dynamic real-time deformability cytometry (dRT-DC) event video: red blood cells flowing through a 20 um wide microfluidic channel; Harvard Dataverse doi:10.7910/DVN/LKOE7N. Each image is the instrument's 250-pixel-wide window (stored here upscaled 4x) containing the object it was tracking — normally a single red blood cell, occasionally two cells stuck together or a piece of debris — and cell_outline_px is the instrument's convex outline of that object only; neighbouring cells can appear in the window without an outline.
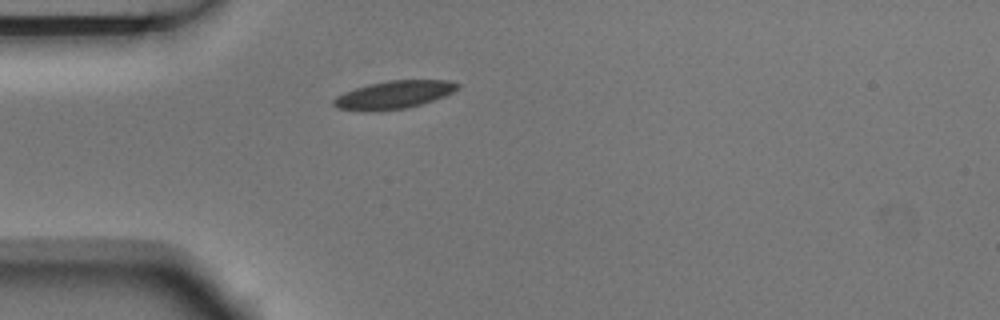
{"species": "Egyptian fruit bat (a non-hibernating species)", "species_latin": "Rousettus aegyptiacus", "temperature_condition": "room temperature", "stored_images_in_passage": 1, "camera_frame_rate_fps": 3000, "um_per_image_px": 0.085, "animal": {"sex": "male"}, "frame": {"image": 1, "passage_image": 1, "time_ms": 0.0, "image_size_px": [1000, 320], "cell_outline_px": [[460, 88], [444, 96], [420, 104], [404, 108], [340, 108], [332, 104], [332, 100], [336, 96], [344, 92], [368, 84], [388, 80], [448, 80], [460, 84]], "centroid_in_image_um": [33.56, 7.99], "position_along_channel_um": 51.4, "area_um2": 19.13}}